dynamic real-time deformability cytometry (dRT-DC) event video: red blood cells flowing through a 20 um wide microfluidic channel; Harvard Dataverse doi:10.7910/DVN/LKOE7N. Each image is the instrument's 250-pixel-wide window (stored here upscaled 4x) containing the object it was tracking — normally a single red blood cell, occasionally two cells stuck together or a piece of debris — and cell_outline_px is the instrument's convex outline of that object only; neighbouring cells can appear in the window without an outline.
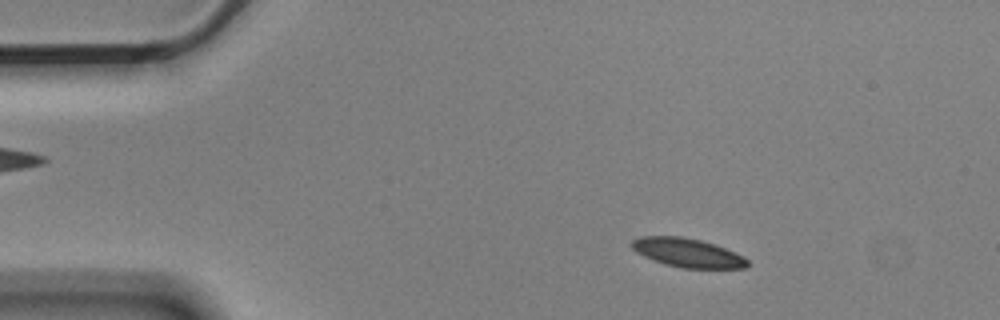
{"species": "Egyptian fruit bat (a non-hibernating species)", "species_latin": "Rousettus aegyptiacus", "temperature_condition": "cold", "stored_images_in_passage": 4, "camera_frame_rate_fps": 3000, "um_per_image_px": 0.085, "animal": {"sex": "male"}, "frame": {"image": 1, "passage_image": 2, "time_ms": 0.333, "image_size_px": [1000, 320], "cell_outline_px": [[748, 264], [744, 268], [680, 268], [664, 264], [652, 260], [636, 252], [632, 248], [632, 240], [640, 236], [680, 236], [700, 240], [724, 248], [744, 256], [748, 260]], "centroid_in_image_um": [58.41, 21.49], "position_along_channel_um": 26.6, "area_um2": 19.36}}